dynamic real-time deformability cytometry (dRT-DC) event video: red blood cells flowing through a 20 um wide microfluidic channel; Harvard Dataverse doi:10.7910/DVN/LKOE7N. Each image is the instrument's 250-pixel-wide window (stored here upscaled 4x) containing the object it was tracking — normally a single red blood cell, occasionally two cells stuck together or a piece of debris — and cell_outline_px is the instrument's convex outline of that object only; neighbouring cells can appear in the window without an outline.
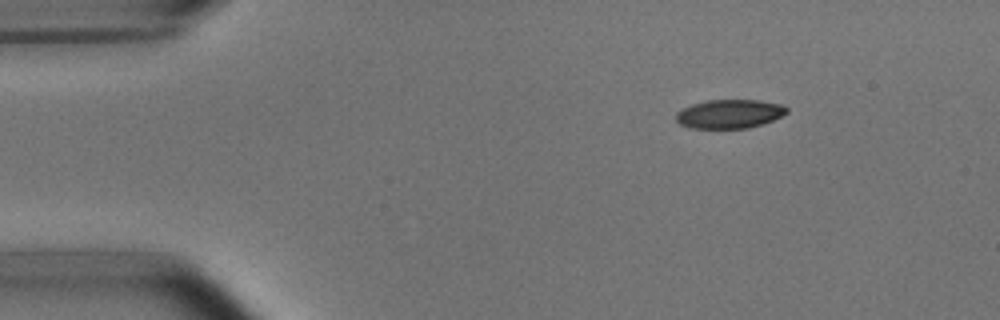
{"species": "common noctule bat (a hibernating species)", "species_latin": "Nyctalus noctula", "temperature_condition": "room temperature", "stored_images_in_passage": 3, "camera_frame_rate_fps": 3000, "um_per_image_px": 0.085, "animal": {"sex": "male", "body_mass_g": 15.6}, "frame": {"image": 1, "passage_image": 1, "time_ms": 0.0, "image_size_px": [1000, 320], "cell_outline_px": [[788, 112], [772, 120], [748, 128], [692, 128], [680, 124], [676, 120], [676, 112], [692, 104], [708, 100], [756, 100], [784, 104], [788, 108]], "centroid_in_image_um": [62.01, 9.67], "position_along_channel_um": 23.0, "area_um2": 18.5}}